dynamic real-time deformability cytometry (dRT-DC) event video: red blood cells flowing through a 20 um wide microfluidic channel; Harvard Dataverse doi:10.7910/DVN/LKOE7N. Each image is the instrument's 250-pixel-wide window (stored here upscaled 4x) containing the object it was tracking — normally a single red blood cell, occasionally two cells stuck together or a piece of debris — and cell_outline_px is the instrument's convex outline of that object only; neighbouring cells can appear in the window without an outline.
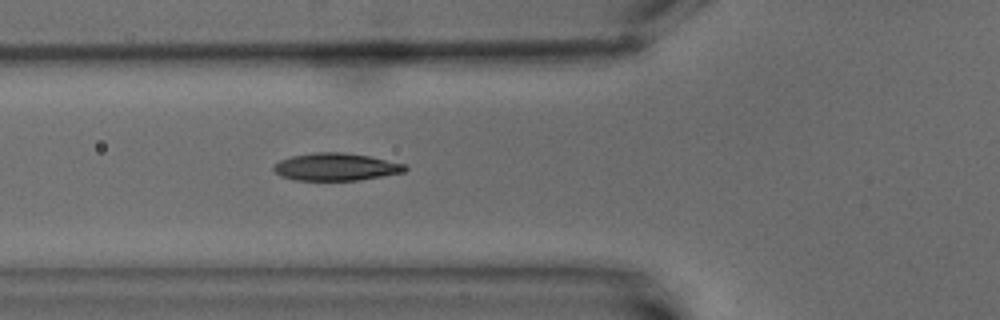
{"species": "common noctule bat (a hibernating species)", "species_latin": "Nyctalus noctula", "temperature_condition": "warm", "stored_images_in_passage": 4, "camera_frame_rate_fps": 3000, "um_per_image_px": 0.085, "animal": {"sex": "male", "body_mass_g": 15.6}, "frame": {"image": 1, "passage_image": 4, "time_ms": 3.333, "image_size_px": [1000, 320], "cell_outline_px": [[408, 168], [404, 172], [356, 180], [296, 180], [280, 176], [272, 168], [272, 164], [280, 160], [292, 156], [316, 152], [340, 152], [368, 156], [404, 164]], "centroid_in_image_um": [28.49, 14.18], "position_along_channel_um": 97.3, "area_um2": 20.81}}